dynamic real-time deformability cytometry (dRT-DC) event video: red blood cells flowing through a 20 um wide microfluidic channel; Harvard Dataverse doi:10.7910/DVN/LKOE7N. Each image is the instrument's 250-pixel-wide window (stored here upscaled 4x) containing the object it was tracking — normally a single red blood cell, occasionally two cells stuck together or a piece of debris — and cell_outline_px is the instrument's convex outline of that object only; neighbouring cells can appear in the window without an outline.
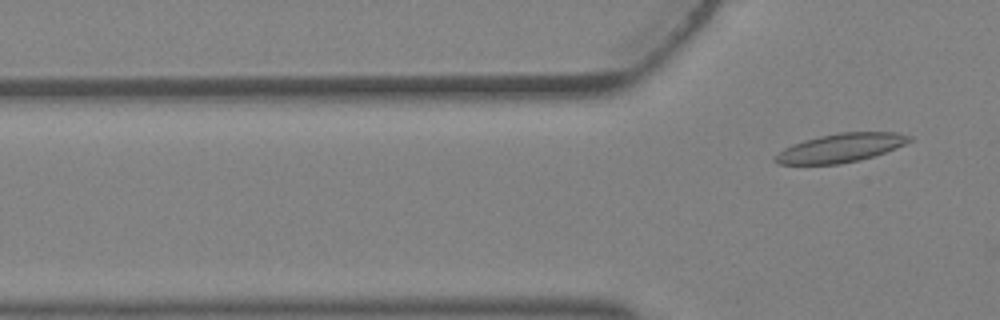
{"species": "Egyptian fruit bat (a non-hibernating species)", "species_latin": "Rousettus aegyptiacus", "temperature_condition": "warm", "stored_images_in_passage": 5, "camera_frame_rate_fps": 3000, "um_per_image_px": 0.085, "animal": {"sex": "female"}, "frame": {"image": 1, "passage_image": 5, "time_ms": 1.333, "image_size_px": [1000, 320], "cell_outline_px": [[912, 140], [896, 148], [860, 160], [840, 164], [780, 164], [772, 160], [784, 148], [792, 144], [804, 140], [820, 136], [840, 132], [896, 132], [912, 136]], "centroid_in_image_um": [71.47, 12.56], "position_along_channel_um": 54.3, "area_um2": 22.25}}